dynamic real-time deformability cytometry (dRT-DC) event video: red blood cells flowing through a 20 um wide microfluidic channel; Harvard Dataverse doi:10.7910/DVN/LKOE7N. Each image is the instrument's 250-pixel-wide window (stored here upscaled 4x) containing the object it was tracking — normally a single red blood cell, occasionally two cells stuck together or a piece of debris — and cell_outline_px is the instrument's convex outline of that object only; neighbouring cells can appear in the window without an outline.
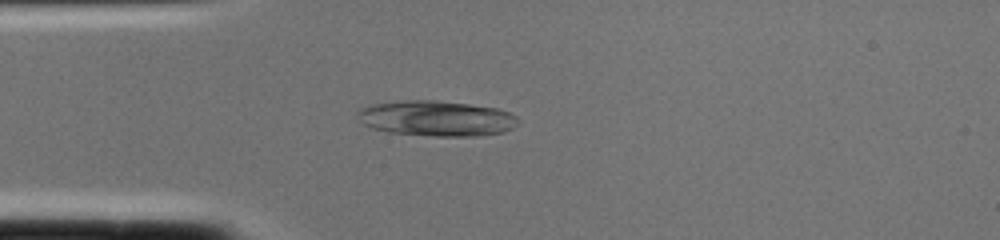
{"species": "common noctule bat (a hibernating species)", "species_latin": "Nyctalus noctula", "temperature_condition": "cold", "stored_images_in_passage": 2, "camera_frame_rate_fps": 3000, "um_per_image_px": 0.085, "animal": {"sex": "female", "body_mass_g": 22.0, "forearm_length_mm": 56.7}, "frame": {"image": 1, "passage_image": 2, "time_ms": 0.333, "image_size_px": [1000, 240], "cell_outline_px": [[520, 120], [512, 128], [504, 132], [480, 136], [436, 136], [388, 132], [372, 128], [364, 124], [360, 120], [356, 112], [360, 108], [372, 104], [404, 100], [436, 100], [468, 104], [496, 108], [508, 112], [516, 116]], "centroid_in_image_um": [37.1, 10.06], "position_along_channel_um": 47.9, "area_um2": 33.18}}